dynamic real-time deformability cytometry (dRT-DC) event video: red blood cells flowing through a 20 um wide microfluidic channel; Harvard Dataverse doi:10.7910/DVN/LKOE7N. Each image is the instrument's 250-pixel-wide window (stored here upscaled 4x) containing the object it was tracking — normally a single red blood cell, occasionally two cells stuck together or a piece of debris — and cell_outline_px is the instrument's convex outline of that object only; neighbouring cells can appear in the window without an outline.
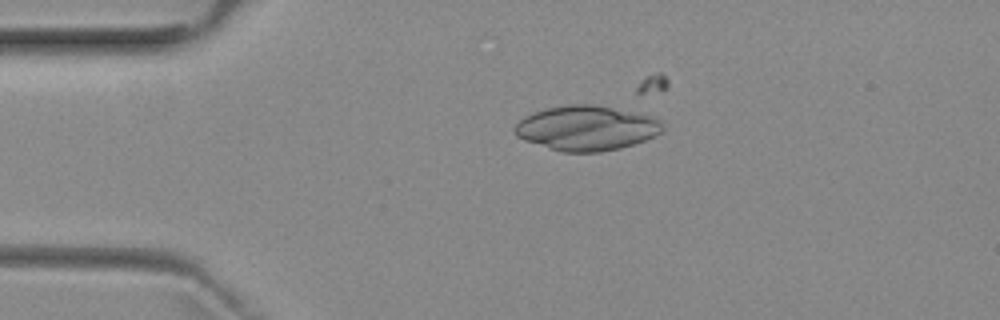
{"species": "common noctule bat (a hibernating species)", "species_latin": "Nyctalus noctula", "temperature_condition": "room temperature", "stored_images_in_passage": 4, "camera_frame_rate_fps": 3000, "um_per_image_px": 0.085, "animal": {"sex": "female", "body_mass_g": 29.2, "forearm_length_mm": 56.3}, "frame": {"image": 1, "passage_image": 2, "time_ms": 1.333, "image_size_px": [1000, 320], "cell_outline_px": [[664, 128], [660, 132], [644, 140], [620, 148], [600, 152], [560, 152], [524, 140], [516, 136], [516, 124], [524, 116], [532, 112], [548, 108], [568, 104], [592, 104], [652, 116], [660, 120]], "centroid_in_image_um": [49.83, 10.89], "position_along_channel_um": 35.2, "area_um2": 38.32}}